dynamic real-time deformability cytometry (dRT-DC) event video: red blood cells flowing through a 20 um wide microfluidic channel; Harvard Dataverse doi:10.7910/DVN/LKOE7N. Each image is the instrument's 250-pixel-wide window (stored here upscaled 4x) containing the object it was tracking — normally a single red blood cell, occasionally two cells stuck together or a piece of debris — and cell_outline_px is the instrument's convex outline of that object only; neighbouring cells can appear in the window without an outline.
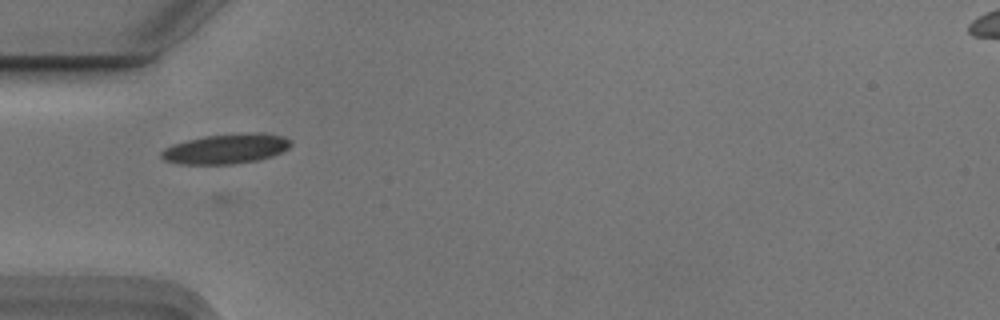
{"species": "Egyptian fruit bat (a non-hibernating species)", "species_latin": "Rousettus aegyptiacus", "temperature_condition": "cold", "stored_images_in_passage": 41, "camera_frame_rate_fps": 3000, "um_per_image_px": 0.085, "animal": {"sex": "male"}, "frame": {"image": 1, "passage_image": 3, "time_ms": 0.667, "image_size_px": [1000, 320], "cell_outline_px": [[292, 144], [288, 148], [272, 156], [256, 160], [232, 164], [180, 164], [164, 160], [160, 156], [160, 152], [164, 148], [172, 144], [204, 136], [244, 132], [260, 132], [284, 136], [292, 140]], "centroid_in_image_um": [19.22, 12.63], "position_along_channel_um": 65.8, "area_um2": 22.72}}
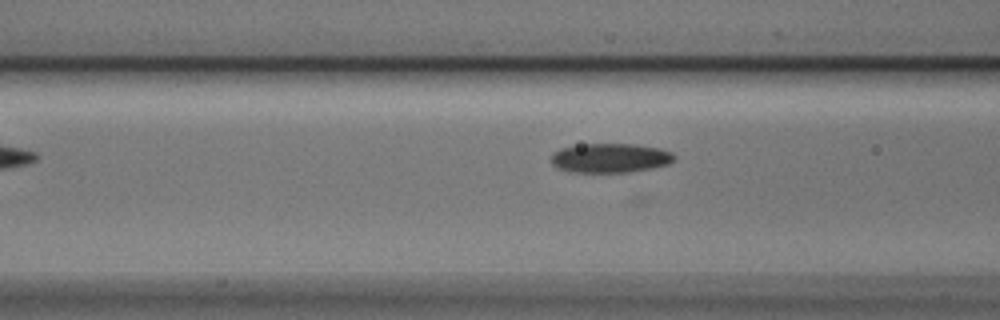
{"frame": {"image": 2, "passage_image": 7, "time_ms": 2.0, "image_size_px": [1000, 320], "cell_outline_px": [[676, 160], [668, 164], [652, 168], [628, 172], [576, 172], [556, 168], [552, 164], [552, 152], [560, 148], [580, 144], [636, 144], [660, 148], [672, 152], [676, 156]], "centroid_in_image_um": [51.89, 13.42], "position_along_channel_um": 114.7, "area_um2": 21.21}}
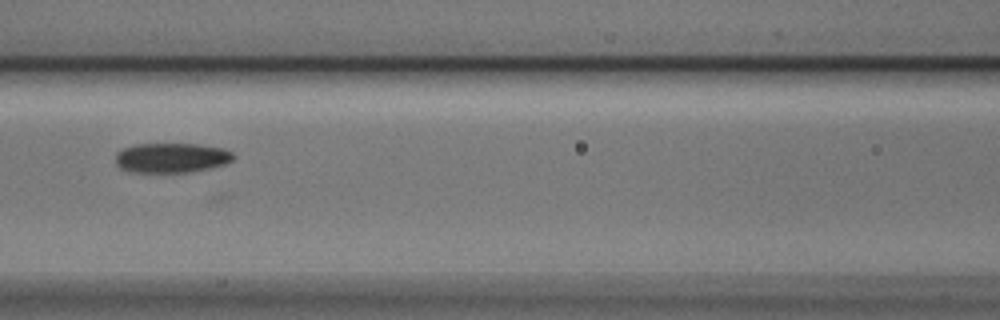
{"frame": {"image": 3, "passage_image": 10, "time_ms": 3.0, "image_size_px": [1000, 320], "cell_outline_px": [[236, 156], [232, 160], [224, 164], [212, 168], [192, 172], [128, 172], [120, 168], [116, 164], [116, 152], [124, 148], [136, 144], [196, 144], [224, 148], [232, 152]], "centroid_in_image_um": [14.59, 13.42], "position_along_channel_um": 152.0, "area_um2": 20.63}}